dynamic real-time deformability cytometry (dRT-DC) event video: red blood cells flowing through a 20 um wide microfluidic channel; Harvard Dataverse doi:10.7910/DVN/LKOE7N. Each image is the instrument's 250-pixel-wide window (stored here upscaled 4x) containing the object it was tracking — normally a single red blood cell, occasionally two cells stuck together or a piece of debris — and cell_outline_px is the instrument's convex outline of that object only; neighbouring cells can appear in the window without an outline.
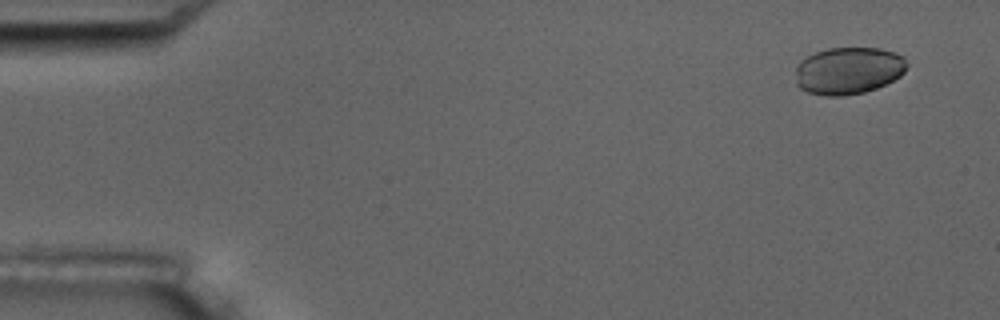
{"species": "common noctule bat (a hibernating species)", "species_latin": "Nyctalus noctula", "temperature_condition": "room temperature", "stored_images_in_passage": 6, "camera_frame_rate_fps": 3000, "um_per_image_px": 0.085, "animal": {"sex": "male", "body_mass_g": 17.5, "forearm_length_mm": 52.3}, "frame": {"image": 1, "passage_image": 1, "time_ms": 0.0, "image_size_px": [1000, 320], "cell_outline_px": [[908, 64], [904, 72], [900, 76], [876, 88], [864, 92], [844, 96], [828, 96], [808, 92], [800, 88], [796, 84], [796, 68], [800, 60], [816, 52], [828, 48], [880, 48], [904, 56]], "centroid_in_image_um": [72.11, 6.0], "position_along_channel_um": 12.9, "area_um2": 30.63}}